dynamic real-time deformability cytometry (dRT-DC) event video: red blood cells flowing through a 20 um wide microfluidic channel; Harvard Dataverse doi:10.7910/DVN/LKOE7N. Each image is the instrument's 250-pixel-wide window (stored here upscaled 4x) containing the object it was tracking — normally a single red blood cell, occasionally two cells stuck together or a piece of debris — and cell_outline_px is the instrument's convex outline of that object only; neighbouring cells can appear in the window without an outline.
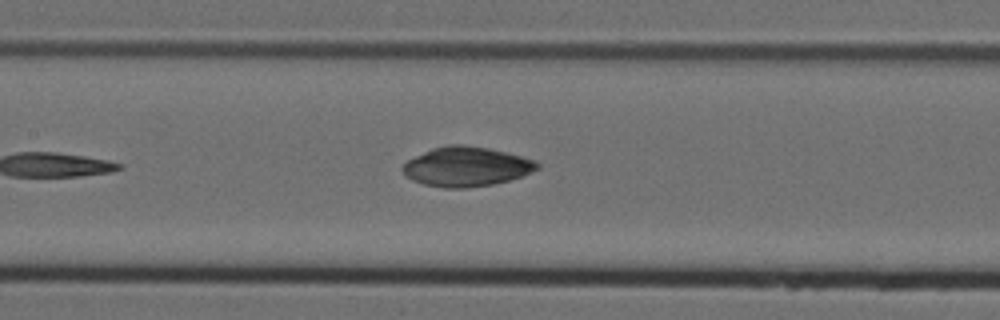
{"species": "Egyptian fruit bat (a non-hibernating species)", "species_latin": "Rousettus aegyptiacus", "temperature_condition": "cold", "stored_images_in_passage": 9, "segment_of_instrument_passage": [1, 2], "camera_frame_rate_fps": 3000, "um_per_image_px": 0.085, "animal": {"sex": "female"}, "frame": {"image": 1, "passage_image": 7, "time_ms": 2.0, "image_size_px": [1000, 320], "cell_outline_px": [[540, 168], [524, 176], [492, 184], [464, 188], [444, 188], [424, 184], [412, 180], [400, 168], [408, 160], [432, 148], [448, 144], [464, 144], [488, 148], [536, 160], [540, 164]], "centroid_in_image_um": [39.66, 14.16], "position_along_channel_um": 167.7, "area_um2": 30.92}}